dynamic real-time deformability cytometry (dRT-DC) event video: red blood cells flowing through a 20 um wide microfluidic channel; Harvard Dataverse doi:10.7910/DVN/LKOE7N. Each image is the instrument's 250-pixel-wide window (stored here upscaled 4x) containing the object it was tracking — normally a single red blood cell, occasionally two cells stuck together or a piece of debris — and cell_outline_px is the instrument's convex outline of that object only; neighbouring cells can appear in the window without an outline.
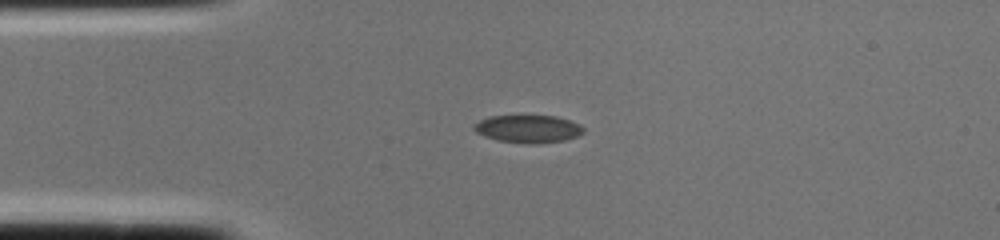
{"species": "common noctule bat (a hibernating species)", "species_latin": "Nyctalus noctula", "temperature_condition": "cold", "stored_images_in_passage": 1, "camera_frame_rate_fps": 3000, "um_per_image_px": 0.085, "animal": {"sex": "female", "body_mass_g": 22.0, "forearm_length_mm": 56.7}, "frame": {"image": 1, "passage_image": 1, "time_ms": 0.0, "image_size_px": [1000, 240], "cell_outline_px": [[584, 132], [576, 136], [564, 140], [536, 144], [528, 144], [496, 140], [484, 136], [476, 132], [472, 128], [472, 124], [488, 116], [556, 116], [580, 124], [584, 128]], "centroid_in_image_um": [44.85, 10.96], "position_along_channel_um": 40.1, "area_um2": 17.74}}